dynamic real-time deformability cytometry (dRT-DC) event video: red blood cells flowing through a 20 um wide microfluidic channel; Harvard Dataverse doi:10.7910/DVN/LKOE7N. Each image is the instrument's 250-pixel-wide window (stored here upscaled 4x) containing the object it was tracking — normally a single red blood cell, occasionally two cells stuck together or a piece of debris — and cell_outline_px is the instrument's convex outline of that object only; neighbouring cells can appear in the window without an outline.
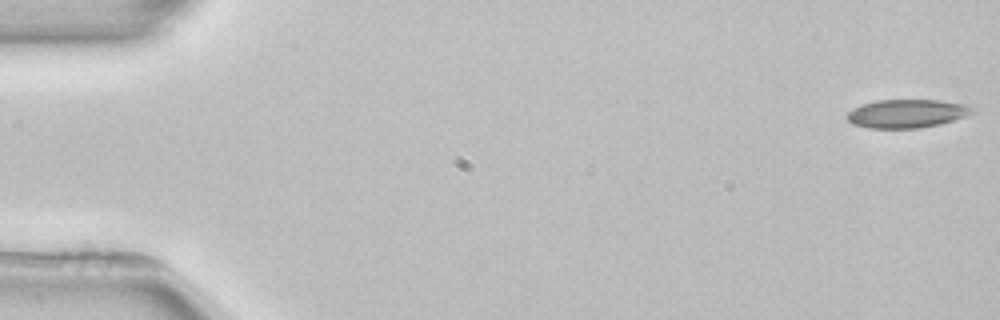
{"species": "common noctule bat (a hibernating species)", "species_latin": "Nyctalus noctula", "temperature_condition": "room temperature", "stored_images_in_passage": 5, "segment_of_instrument_passage": [1, 2], "camera_frame_rate_fps": 3000, "um_per_image_px": 0.085, "animal": {"sex": "female", "body_mass_g": 22.7, "forearm_length_mm": 54.2}, "frame": {"image": 1, "passage_image": 1, "time_ms": 0.0, "image_size_px": [1000, 320], "cell_outline_px": [[980, 108], [964, 116], [940, 124], [920, 128], [868, 128], [852, 124], [848, 120], [848, 112], [852, 108], [876, 100], [940, 100], [968, 104]], "centroid_in_image_um": [77.12, 9.64], "position_along_channel_um": 7.9, "area_um2": 20.87}}